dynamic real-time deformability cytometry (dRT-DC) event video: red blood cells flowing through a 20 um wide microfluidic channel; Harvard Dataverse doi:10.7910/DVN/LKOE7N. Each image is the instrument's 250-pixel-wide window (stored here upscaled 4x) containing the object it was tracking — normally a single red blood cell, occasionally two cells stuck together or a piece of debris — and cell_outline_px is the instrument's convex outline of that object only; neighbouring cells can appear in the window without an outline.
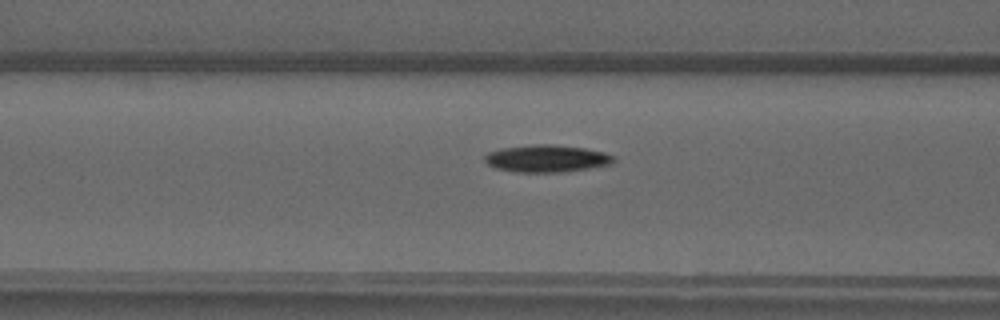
{"species": "common noctule bat (a hibernating species)", "species_latin": "Nyctalus noctula", "temperature_condition": "warm", "stored_images_in_passage": 36, "camera_frame_rate_fps": 3000, "um_per_image_px": 0.085, "animal": {"sex": "male", "forearm_length_mm": 52.5}, "frame": {"image": 1, "passage_image": 6, "time_ms": 1.667, "image_size_px": [1000, 320], "cell_outline_px": [[616, 160], [612, 164], [592, 168], [564, 172], [516, 172], [496, 168], [488, 164], [484, 160], [484, 156], [488, 152], [500, 148], [536, 144], [552, 144], [584, 148], [604, 152], [616, 156]], "centroid_in_image_um": [46.5, 13.47], "position_along_channel_um": 120.1, "area_um2": 20.69}}
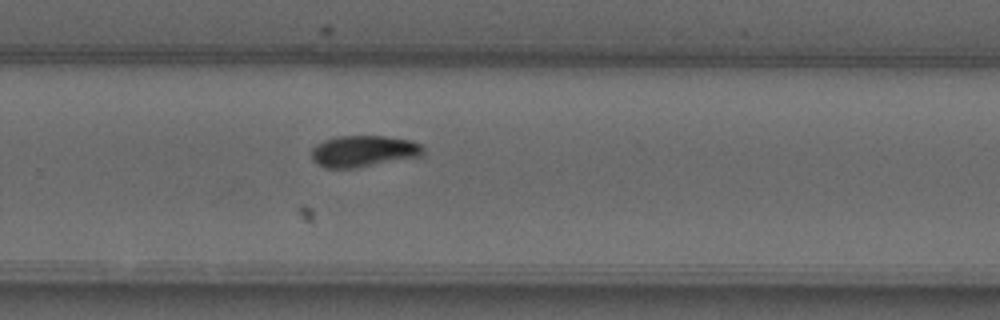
{"frame": {"image": 2, "passage_image": 19, "time_ms": 6.0, "image_size_px": [1000, 320], "cell_outline_px": [[424, 152], [420, 156], [356, 168], [324, 168], [316, 164], [312, 160], [312, 148], [316, 144], [324, 140], [336, 136], [384, 136], [412, 140], [420, 144], [424, 148]], "centroid_in_image_um": [30.87, 12.85], "position_along_channel_um": 298.9, "area_um2": 20.58}}
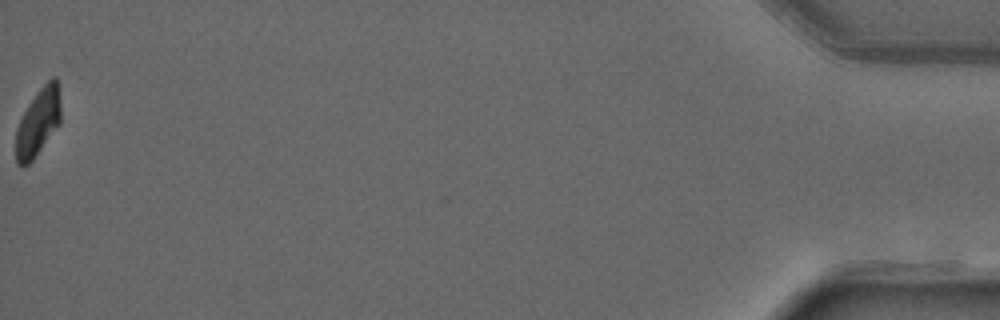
{"frame": {"image": 3, "passage_image": 36, "time_ms": 11.667, "image_size_px": [1000, 320], "cell_outline_px": [[60, 124], [32, 160], [24, 168], [20, 168], [16, 164], [16, 128], [28, 104], [36, 92], [52, 76], [56, 76], [60, 104]], "centroid_in_image_um": [3.22, 10.42], "position_along_channel_um": 432.0, "area_um2": 17.63}}